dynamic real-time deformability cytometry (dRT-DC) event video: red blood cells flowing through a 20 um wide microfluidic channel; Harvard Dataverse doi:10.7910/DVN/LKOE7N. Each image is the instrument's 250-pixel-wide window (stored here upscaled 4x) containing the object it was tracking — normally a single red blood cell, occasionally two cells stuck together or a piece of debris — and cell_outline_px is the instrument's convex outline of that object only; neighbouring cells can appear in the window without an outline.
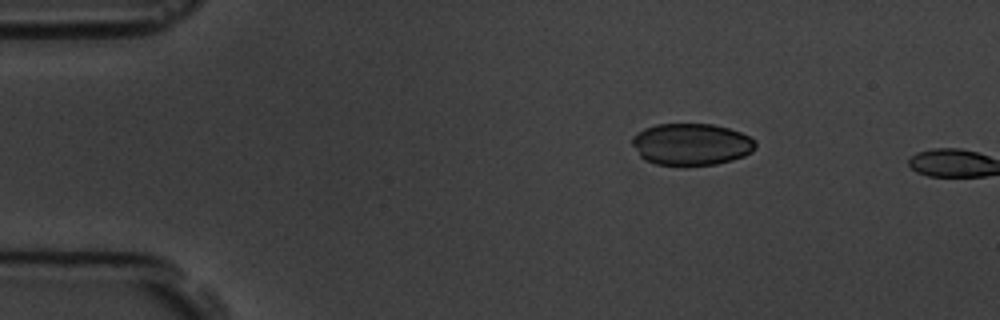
{"species": "common noctule bat (a hibernating species)", "species_latin": "Nyctalus noctula", "temperature_condition": "room temperature", "stored_images_in_passage": 3, "camera_frame_rate_fps": 3000, "um_per_image_px": 0.085, "animal": {"sex": "male", "body_mass_g": 19.5, "forearm_length_mm": 54.6}, "frame": {"image": 1, "passage_image": 2, "time_ms": 2.0, "image_size_px": [1000, 320], "cell_outline_px": [[756, 148], [752, 152], [744, 156], [732, 160], [716, 164], [656, 164], [644, 160], [640, 156], [632, 144], [632, 136], [636, 132], [644, 128], [656, 124], [712, 124], [728, 128], [740, 132], [756, 140]], "centroid_in_image_um": [58.76, 12.25], "position_along_channel_um": 26.2, "area_um2": 30.0}}